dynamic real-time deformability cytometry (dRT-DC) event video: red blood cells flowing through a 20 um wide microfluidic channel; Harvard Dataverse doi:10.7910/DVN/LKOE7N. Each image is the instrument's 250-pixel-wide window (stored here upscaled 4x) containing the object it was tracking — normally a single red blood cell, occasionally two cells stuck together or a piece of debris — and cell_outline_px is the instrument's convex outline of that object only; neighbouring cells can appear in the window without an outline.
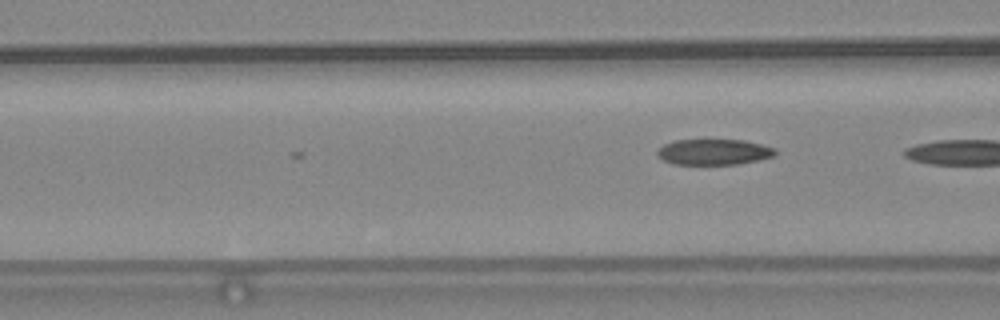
{"species": "common noctule bat (a hibernating species)", "species_latin": "Nyctalus noctula", "temperature_condition": "warm", "stored_images_in_passage": 5, "camera_frame_rate_fps": 3000, "um_per_image_px": 0.085, "animal": {"sex": "female", "body_mass_g": 24.6, "forearm_length_mm": 56.2}, "frame": {"image": 1, "passage_image": 5, "time_ms": 1.333, "image_size_px": [1000, 320], "cell_outline_px": [[776, 152], [772, 156], [756, 160], [736, 164], [672, 164], [656, 156], [656, 152], [664, 144], [676, 140], [744, 140], [776, 148]], "centroid_in_image_um": [60.64, 12.91], "position_along_channel_um": 106.0, "area_um2": 17.51}}